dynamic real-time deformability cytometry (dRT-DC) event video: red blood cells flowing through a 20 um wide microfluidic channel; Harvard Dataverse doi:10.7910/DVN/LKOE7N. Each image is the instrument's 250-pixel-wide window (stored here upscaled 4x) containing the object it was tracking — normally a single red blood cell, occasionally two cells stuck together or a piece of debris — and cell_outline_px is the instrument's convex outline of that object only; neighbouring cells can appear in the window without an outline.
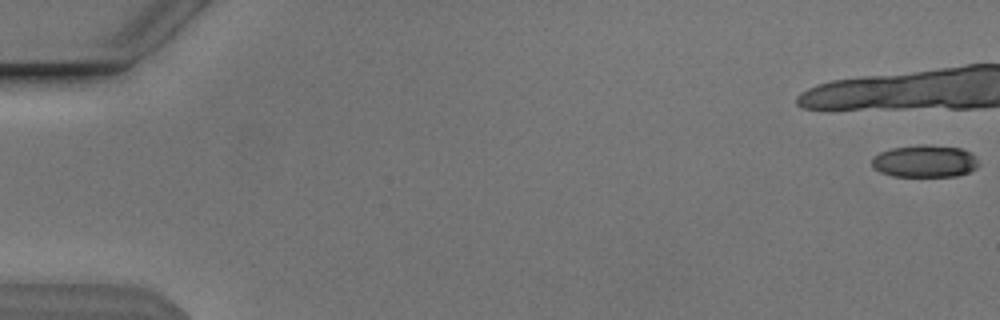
{"species": "Egyptian fruit bat (a non-hibernating species)", "species_latin": "Rousettus aegyptiacus", "temperature_condition": "cold", "stored_images_in_passage": 13, "camera_frame_rate_fps": 3000, "um_per_image_px": 0.085, "animal": {"sex": "male"}, "frame": {"image": 1, "passage_image": 1, "time_ms": 0.0, "image_size_px": [1000, 320], "cell_outline_px": [[976, 168], [968, 172], [956, 176], [892, 176], [880, 172], [872, 168], [872, 156], [880, 152], [892, 148], [920, 144], [924, 144], [960, 148], [968, 152], [976, 160]], "centroid_in_image_um": [78.53, 13.7], "position_along_channel_um": 6.5, "area_um2": 19.94}}